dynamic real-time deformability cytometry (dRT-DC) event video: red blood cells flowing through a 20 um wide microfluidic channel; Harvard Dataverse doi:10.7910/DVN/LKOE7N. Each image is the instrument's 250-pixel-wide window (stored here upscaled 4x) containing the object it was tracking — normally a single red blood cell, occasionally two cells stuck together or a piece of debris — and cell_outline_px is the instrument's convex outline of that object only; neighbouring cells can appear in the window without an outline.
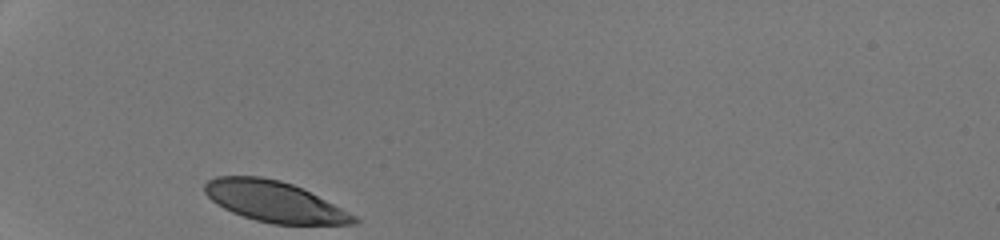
{"species": "human", "species_latin": "Homo sapiens", "temperature_condition": "room temperature", "stored_images_in_passage": 27, "camera_frame_rate_fps": 3000, "um_per_image_px": 0.085, "donor": {"sex": "male"}, "frame": {"image": 1, "passage_image": 1, "time_ms": 0.0, "image_size_px": [1000, 240], "cell_outline_px": [[360, 220], [356, 224], [272, 224], [256, 220], [232, 212], [216, 204], [204, 192], [204, 184], [208, 180], [216, 176], [260, 176], [280, 180], [292, 184], [356, 216]], "centroid_in_image_um": [23.27, 17.13], "position_along_channel_um": 61.7, "area_um2": 34.91}}
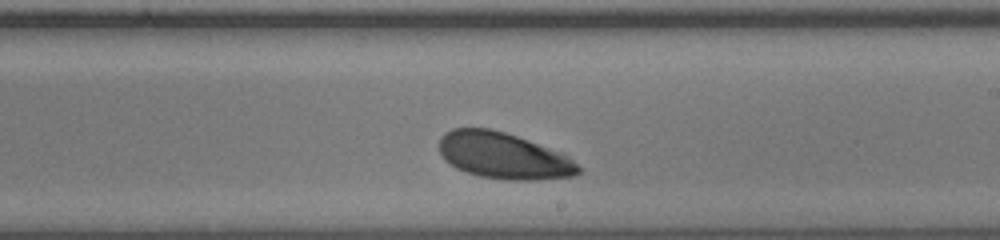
{"frame": {"image": 2, "passage_image": 16, "time_ms": 5.0, "image_size_px": [1000, 240], "cell_outline_px": [[580, 172], [572, 176], [536, 180], [512, 180], [480, 176], [456, 168], [444, 160], [440, 152], [440, 136], [444, 132], [452, 128], [492, 128], [564, 152], [580, 168]], "centroid_in_image_um": [42.79, 13.22], "position_along_channel_um": 246.2, "area_um2": 37.57}}
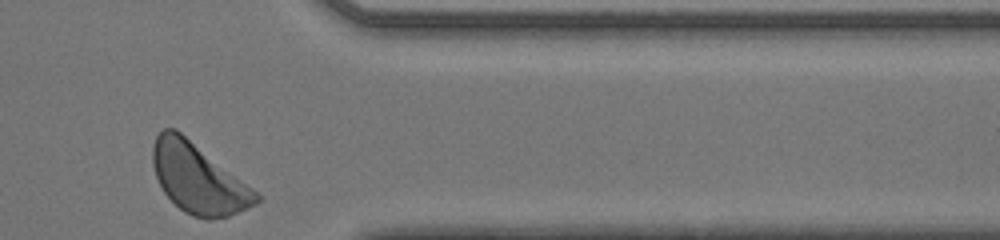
{"frame": {"image": 3, "passage_image": 27, "time_ms": 8.667, "image_size_px": [1000, 240], "cell_outline_px": [[260, 200], [256, 204], [228, 216], [212, 220], [208, 220], [192, 216], [184, 212], [164, 192], [156, 176], [152, 164], [152, 144], [156, 136], [164, 128], [176, 128], [252, 188], [260, 196]], "centroid_in_image_um": [16.82, 15.17], "position_along_channel_um": 394.6, "area_um2": 41.56}, "authors_computed_cell_mechanics": {"area_um2": 37.8012, "velocity_mm_per_s": 4.1825, "shape_relaxation_time_tau1_ms": 1.6019, "shape_relaxation_time_tau2_ms": null, "deformation_change_tau1": 0.0966, "deformation_change_tau2": null}}